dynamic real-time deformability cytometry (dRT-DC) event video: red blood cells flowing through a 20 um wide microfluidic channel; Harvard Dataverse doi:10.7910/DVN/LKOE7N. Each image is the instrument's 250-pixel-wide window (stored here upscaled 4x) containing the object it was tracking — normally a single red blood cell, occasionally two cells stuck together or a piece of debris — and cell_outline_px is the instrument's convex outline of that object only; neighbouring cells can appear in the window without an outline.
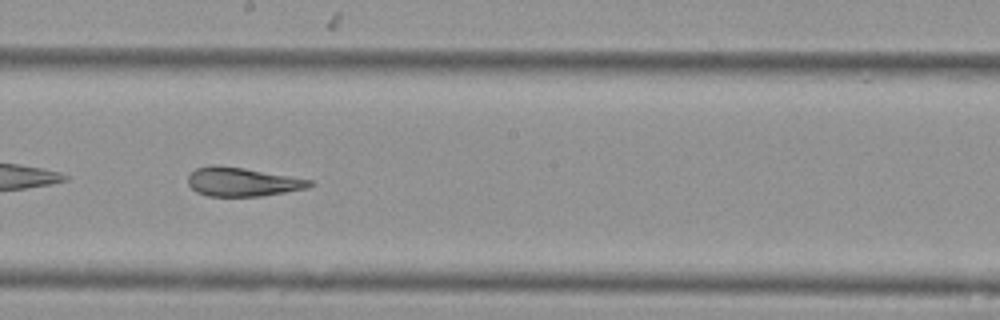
{"species": "Egyptian fruit bat (a non-hibernating species)", "species_latin": "Rousettus aegyptiacus", "temperature_condition": "cold", "stored_images_in_passage": 42, "camera_frame_rate_fps": 3000, "um_per_image_px": 0.085, "animal": {"sex": "female"}, "frame": {"image": 1, "passage_image": 19, "time_ms": 6.0, "image_size_px": [1000, 320], "cell_outline_px": [[316, 184], [308, 188], [260, 196], [208, 196], [196, 192], [188, 184], [188, 176], [196, 168], [208, 164], [216, 164], [244, 168], [312, 180]], "centroid_in_image_um": [20.58, 15.45], "position_along_channel_um": 227.6, "area_um2": 20.52}, "authors_computed_cell_mechanics": {"area_um2": 21.9929, "velocity_mm_per_s": 3.6079, "shape_relaxation_time_tau1_ms": null, "shape_relaxation_time_tau2_ms": 1.6662, "deformation_change_tau1": null, "deformation_change_tau2": 0.0763}}